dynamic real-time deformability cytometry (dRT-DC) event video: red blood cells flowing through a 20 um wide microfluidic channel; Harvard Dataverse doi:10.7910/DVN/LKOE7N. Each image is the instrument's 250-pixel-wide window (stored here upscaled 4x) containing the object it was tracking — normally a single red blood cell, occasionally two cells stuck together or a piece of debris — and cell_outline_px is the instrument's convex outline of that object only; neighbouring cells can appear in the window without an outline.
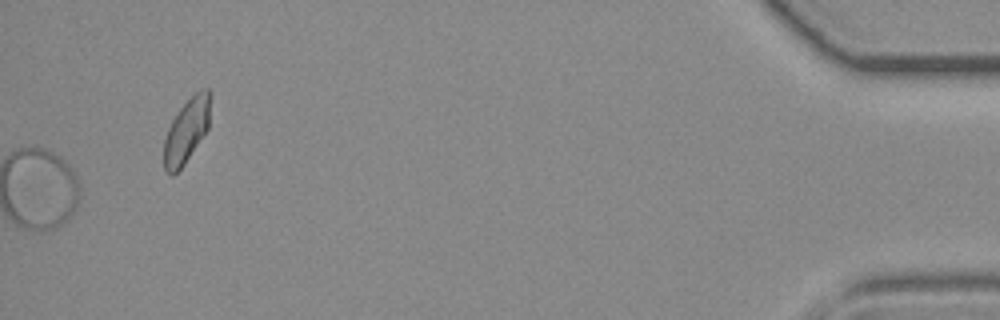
{"species": "common noctule bat (a hibernating species)", "species_latin": "Nyctalus noctula", "temperature_condition": "room temperature", "stored_images_in_passage": 34, "camera_frame_rate_fps": 3000, "um_per_image_px": 0.085, "animal": {"sex": "female", "body_mass_g": 19.3, "forearm_length_mm": 54.1}, "frame": {"image": 1, "passage_image": 34, "time_ms": 11.0, "image_size_px": [1000, 320], "cell_outline_px": [[212, 92], [208, 128], [184, 164], [172, 176], [164, 172], [164, 140], [168, 128], [172, 120], [180, 108], [200, 88], [208, 88]], "centroid_in_image_um": [15.87, 11.08], "position_along_channel_um": 419.3, "area_um2": 17.4}}